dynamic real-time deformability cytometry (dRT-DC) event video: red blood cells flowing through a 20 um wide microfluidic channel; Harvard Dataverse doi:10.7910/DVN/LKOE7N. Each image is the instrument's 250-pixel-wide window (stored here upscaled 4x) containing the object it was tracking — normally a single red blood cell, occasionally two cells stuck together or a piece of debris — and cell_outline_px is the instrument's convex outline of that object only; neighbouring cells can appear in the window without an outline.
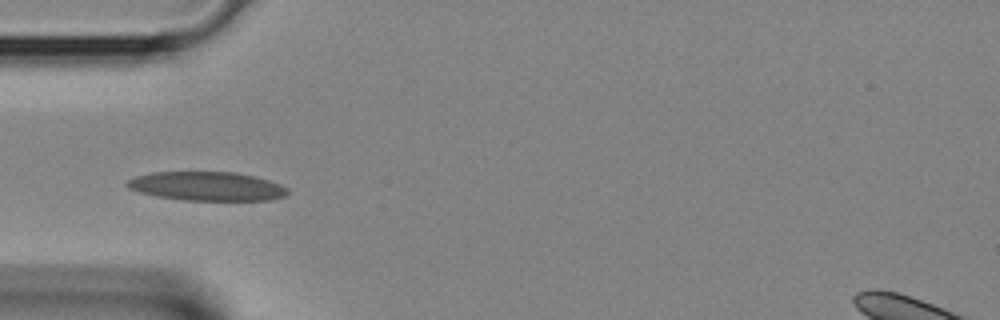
{"species": "Egyptian fruit bat (a non-hibernating species)", "species_latin": "Rousettus aegyptiacus", "temperature_condition": "room temperature", "stored_images_in_passage": 26, "camera_frame_rate_fps": 3000, "um_per_image_px": 0.085, "animal": {"sex": "female"}, "frame": {"image": 1, "passage_image": 1, "time_ms": 0.0, "image_size_px": [1000, 320], "cell_outline_px": [[288, 192], [284, 196], [268, 200], [184, 200], [156, 196], [140, 192], [128, 188], [124, 184], [128, 180], [136, 176], [152, 172], [236, 172], [268, 180], [280, 184], [288, 188]], "centroid_in_image_um": [17.56, 15.83], "position_along_channel_um": 67.4, "area_um2": 26.93}}
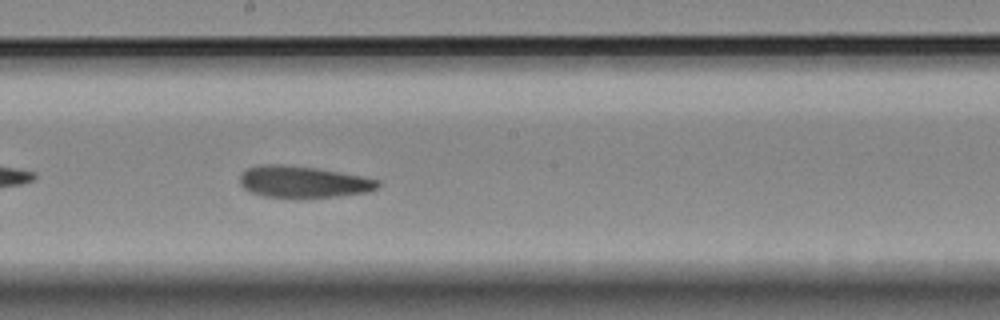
{"frame": {"image": 2, "passage_image": 10, "time_ms": 3.0, "image_size_px": [1000, 320], "cell_outline_px": [[380, 184], [376, 188], [368, 192], [336, 196], [264, 196], [252, 192], [244, 188], [240, 184], [240, 176], [248, 168], [260, 164], [280, 164], [320, 168], [364, 176], [380, 180]], "centroid_in_image_um": [25.8, 15.42], "position_along_channel_um": 222.4, "area_um2": 25.09}}
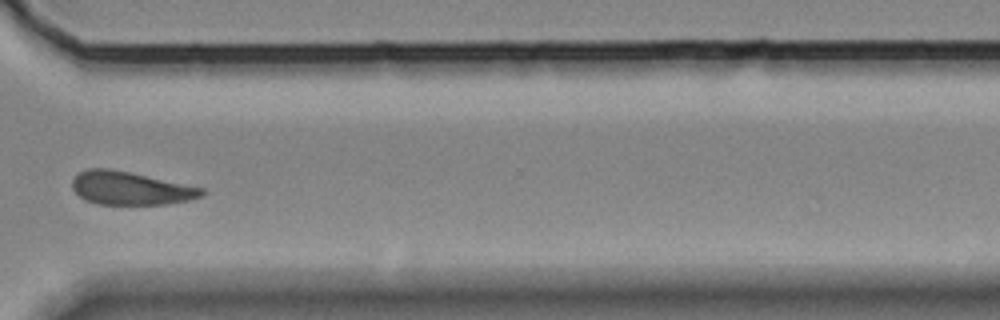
{"frame": {"image": 3, "passage_image": 18, "time_ms": 5.667, "image_size_px": [1000, 320], "cell_outline_px": [[208, 192], [204, 196], [188, 200], [168, 204], [96, 204], [84, 200], [72, 188], [72, 180], [76, 172], [88, 168], [108, 168], [128, 172], [204, 188]], "centroid_in_image_um": [11.07, 16.0], "position_along_channel_um": 359.5, "area_um2": 25.14}}